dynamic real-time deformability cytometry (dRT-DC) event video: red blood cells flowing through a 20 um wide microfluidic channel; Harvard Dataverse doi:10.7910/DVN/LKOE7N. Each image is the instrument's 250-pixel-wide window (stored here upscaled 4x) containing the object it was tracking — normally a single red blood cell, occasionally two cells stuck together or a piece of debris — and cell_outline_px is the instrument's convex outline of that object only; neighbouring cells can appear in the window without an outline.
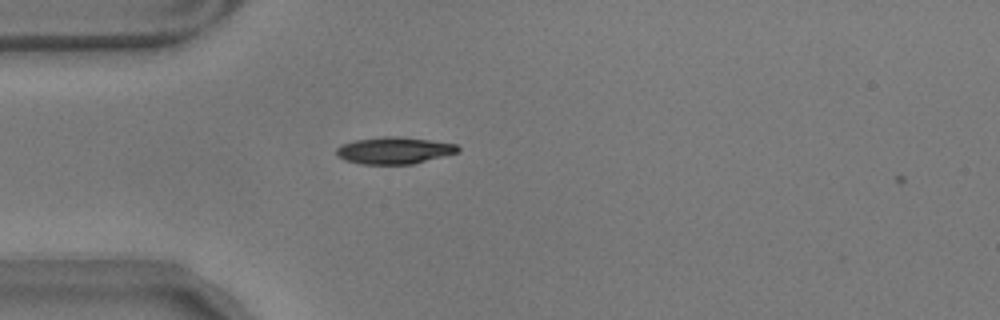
{"species": "common noctule bat (a hibernating species)", "species_latin": "Nyctalus noctula", "temperature_condition": "warm", "stored_images_in_passage": 5, "camera_frame_rate_fps": 3000, "um_per_image_px": 0.085, "animal": {"sex": "male", "body_mass_g": 17.9}, "frame": {"image": 1, "passage_image": 3, "time_ms": 0.667, "image_size_px": [1000, 320], "cell_outline_px": [[460, 152], [412, 164], [360, 164], [344, 160], [336, 156], [336, 148], [340, 144], [352, 140], [384, 136], [400, 136], [456, 144], [460, 148]], "centroid_in_image_um": [33.46, 12.78], "position_along_channel_um": 51.5, "area_um2": 19.25}}